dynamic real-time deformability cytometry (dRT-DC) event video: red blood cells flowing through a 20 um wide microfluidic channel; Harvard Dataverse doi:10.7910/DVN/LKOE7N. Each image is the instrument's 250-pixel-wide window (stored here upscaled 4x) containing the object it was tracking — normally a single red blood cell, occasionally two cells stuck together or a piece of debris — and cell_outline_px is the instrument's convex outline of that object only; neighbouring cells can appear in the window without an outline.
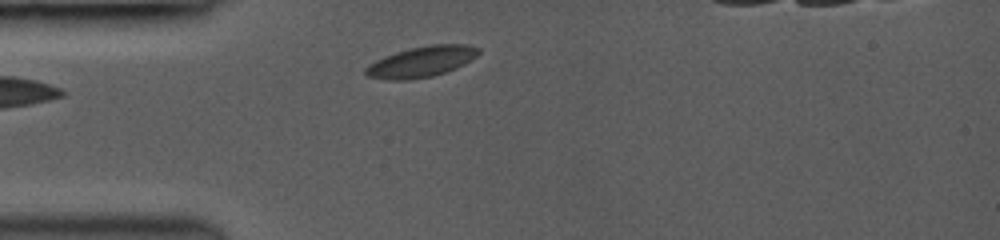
{"species": "common noctule bat (a hibernating species)", "species_latin": "Nyctalus noctula", "temperature_condition": "room temperature", "stored_images_in_passage": 2, "camera_frame_rate_fps": 3000, "um_per_image_px": 0.085, "animal": {"sex": "female", "body_mass_g": 19.0, "forearm_length_mm": 53.3}, "frame": {"image": 1, "passage_image": 2, "time_ms": 1.0, "image_size_px": [1000, 240], "cell_outline_px": [[480, 52], [476, 56], [464, 64], [456, 68], [432, 76], [408, 80], [388, 80], [368, 76], [364, 72], [364, 68], [368, 64], [384, 56], [408, 48], [428, 44], [468, 44], [480, 48]], "centroid_in_image_um": [35.81, 5.23], "position_along_channel_um": 49.2, "area_um2": 20.35}}